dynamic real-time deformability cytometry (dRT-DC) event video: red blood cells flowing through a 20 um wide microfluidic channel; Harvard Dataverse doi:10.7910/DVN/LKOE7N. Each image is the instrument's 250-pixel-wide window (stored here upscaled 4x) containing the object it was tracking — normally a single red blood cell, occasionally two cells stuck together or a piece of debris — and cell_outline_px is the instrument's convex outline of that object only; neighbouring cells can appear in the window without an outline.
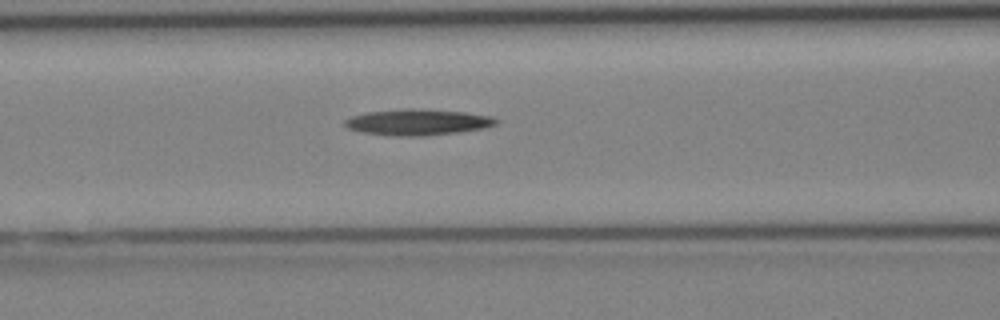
{"species": "Egyptian fruit bat (a non-hibernating species)", "species_latin": "Rousettus aegyptiacus", "temperature_condition": "cold", "stored_images_in_passage": 4, "camera_frame_rate_fps": 3000, "um_per_image_px": 0.085, "animal": {"sex": "female"}, "frame": {"image": 1, "passage_image": 4, "time_ms": 4.333, "image_size_px": [1000, 320], "cell_outline_px": [[500, 120], [496, 124], [484, 128], [460, 132], [424, 136], [396, 136], [360, 132], [348, 128], [344, 124], [344, 120], [352, 116], [368, 112], [404, 108], [412, 108], [464, 112], [492, 116]], "centroid_in_image_um": [35.52, 10.38], "position_along_channel_um": 131.1, "area_um2": 23.06}}